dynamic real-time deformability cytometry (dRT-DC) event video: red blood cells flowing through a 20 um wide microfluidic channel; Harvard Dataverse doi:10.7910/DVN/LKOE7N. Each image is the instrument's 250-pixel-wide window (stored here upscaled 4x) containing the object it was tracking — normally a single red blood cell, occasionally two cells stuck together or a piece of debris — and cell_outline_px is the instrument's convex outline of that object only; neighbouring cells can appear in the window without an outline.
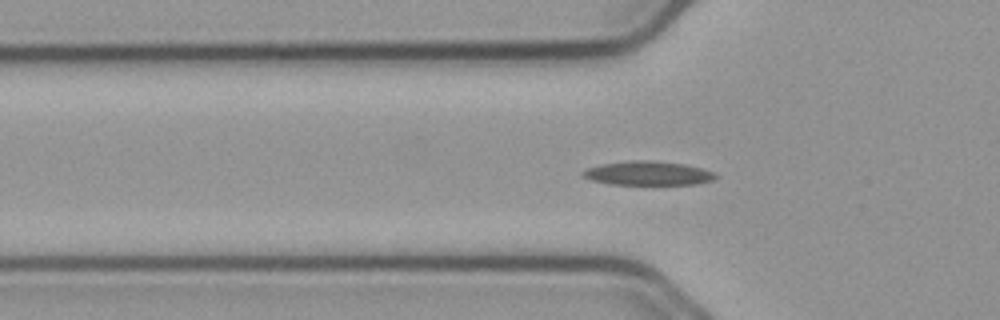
{"species": "common noctule bat (a hibernating species)", "species_latin": "Nyctalus noctula", "temperature_condition": "cold", "stored_images_in_passage": 54, "camera_frame_rate_fps": 3000, "um_per_image_px": 0.085, "animal": {"sex": "male", "body_mass_g": 23.1, "forearm_length_mm": 52.7}, "frame": {"image": 1, "passage_image": 17, "time_ms": 5.333, "image_size_px": [1000, 320], "cell_outline_px": [[720, 176], [712, 180], [696, 184], [612, 184], [592, 180], [584, 176], [580, 172], [584, 168], [600, 164], [632, 160], [652, 160], [684, 164], [700, 168], [712, 172]], "centroid_in_image_um": [55.05, 14.71], "position_along_channel_um": 70.8, "area_um2": 18.5}}
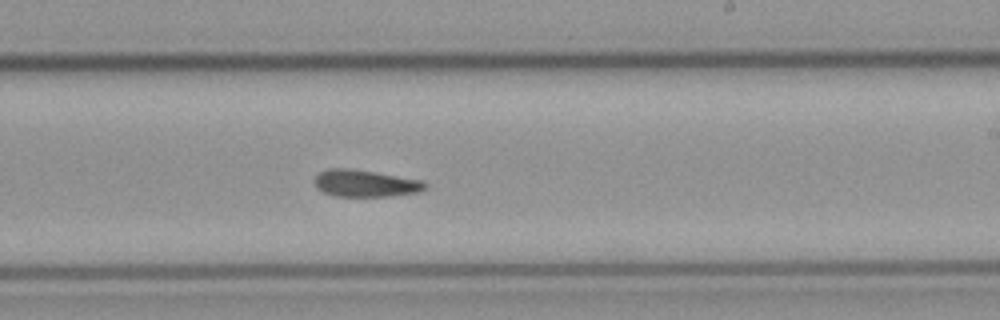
{"frame": {"image": 2, "passage_image": 32, "time_ms": 10.333, "image_size_px": [1000, 320], "cell_outline_px": [[428, 188], [420, 192], [392, 196], [336, 196], [324, 192], [316, 188], [312, 180], [320, 172], [328, 168], [348, 168], [424, 180], [428, 184]], "centroid_in_image_um": [31.08, 15.59], "position_along_channel_um": 257.9, "area_um2": 17.57}}
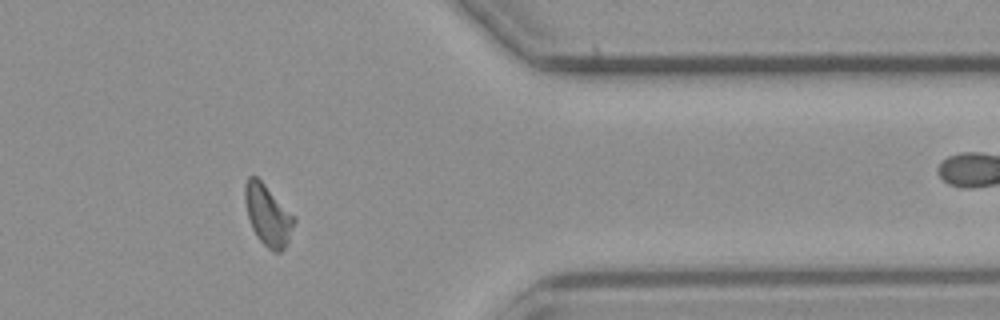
{"frame": {"image": 3, "passage_image": 44, "time_ms": 14.333, "image_size_px": [1000, 320], "cell_outline_px": [[296, 220], [288, 240], [284, 248], [280, 252], [272, 252], [256, 236], [248, 220], [244, 200], [244, 184], [248, 176], [256, 176], [296, 216]], "centroid_in_image_um": [22.75, 18.27], "position_along_channel_um": 388.6, "area_um2": 17.57}, "authors_computed_cell_mechanics": {"area_um2": 17.5712, "velocity_mm_per_s": 3.7348, "shape_relaxation_time_tau1_ms": null, "shape_relaxation_time_tau2_ms": 4.9694, "deformation_change_tau1": null, "deformation_change_tau2": 0.1136}}